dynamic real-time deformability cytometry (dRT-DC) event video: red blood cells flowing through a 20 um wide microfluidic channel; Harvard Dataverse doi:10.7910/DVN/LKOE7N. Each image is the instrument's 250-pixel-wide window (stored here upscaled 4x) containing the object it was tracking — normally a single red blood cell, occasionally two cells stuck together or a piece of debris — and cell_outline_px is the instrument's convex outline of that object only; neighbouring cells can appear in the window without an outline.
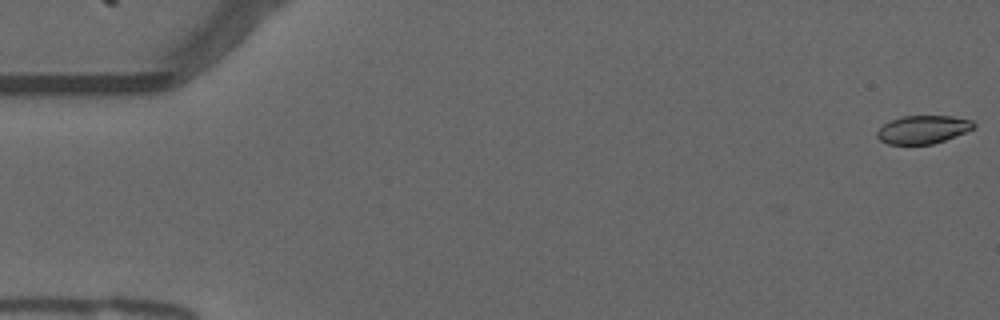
{"species": "common noctule bat (a hibernating species)", "species_latin": "Nyctalus noctula", "temperature_condition": "warm", "stored_images_in_passage": 55, "camera_frame_rate_fps": 3000, "um_per_image_px": 0.085, "animal": {"sex": "male", "forearm_length_mm": 52.5}, "frame": {"image": 1, "passage_image": 1, "time_ms": 0.0, "image_size_px": [1000, 320], "cell_outline_px": [[976, 124], [972, 128], [964, 132], [944, 140], [932, 144], [888, 144], [880, 140], [876, 136], [876, 132], [884, 124], [900, 116], [952, 116], [972, 120]], "centroid_in_image_um": [78.42, 11.0], "position_along_channel_um": 6.6, "area_um2": 15.66}}
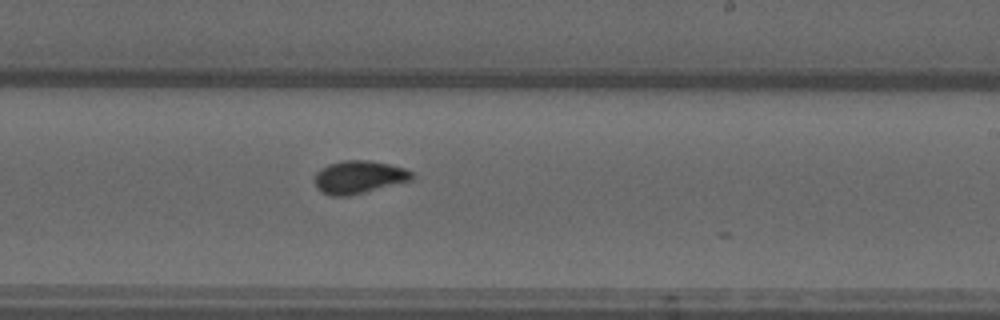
{"frame": {"image": 2, "passage_image": 33, "time_ms": 10.667, "image_size_px": [1000, 320], "cell_outline_px": [[416, 176], [412, 180], [348, 196], [332, 196], [320, 192], [316, 188], [312, 180], [316, 172], [320, 168], [328, 164], [344, 160], [368, 160], [388, 164], [404, 168], [412, 172]], "centroid_in_image_um": [30.45, 15.05], "position_along_channel_um": 258.5, "area_um2": 18.84}}
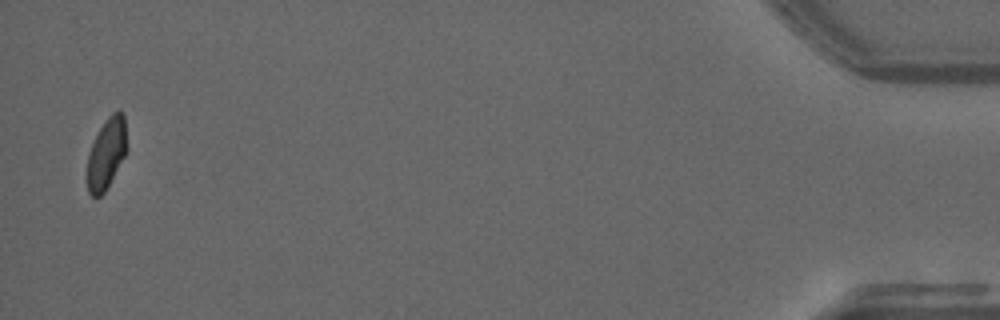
{"frame": {"image": 3, "passage_image": 54, "time_ms": 17.667, "image_size_px": [1000, 320], "cell_outline_px": [[128, 148], [124, 156], [104, 192], [100, 196], [92, 196], [88, 192], [88, 152], [104, 120], [112, 112], [124, 112]], "centroid_in_image_um": [9.07, 13.0], "position_along_channel_um": 426.1, "area_um2": 16.18}, "authors_computed_cell_mechanics": {"area_um2": 17.5712, "velocity_mm_per_s": 3.737, "shape_relaxation_time_tau1_ms": 7.7769, "shape_relaxation_time_tau2_ms": null, "deformation_change_tau1": 0.2039, "deformation_change_tau2": null}}